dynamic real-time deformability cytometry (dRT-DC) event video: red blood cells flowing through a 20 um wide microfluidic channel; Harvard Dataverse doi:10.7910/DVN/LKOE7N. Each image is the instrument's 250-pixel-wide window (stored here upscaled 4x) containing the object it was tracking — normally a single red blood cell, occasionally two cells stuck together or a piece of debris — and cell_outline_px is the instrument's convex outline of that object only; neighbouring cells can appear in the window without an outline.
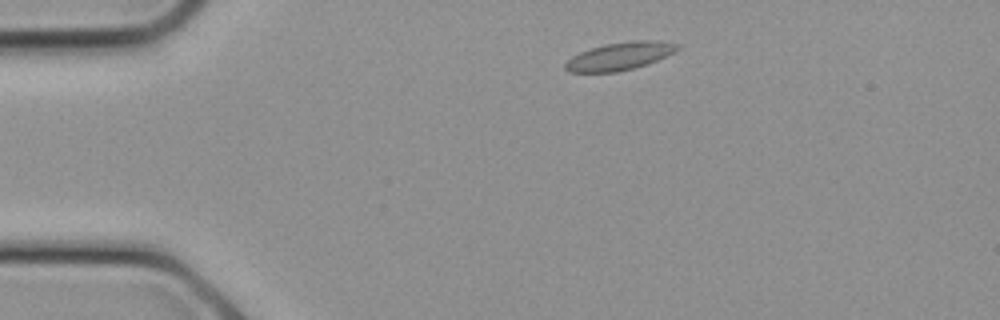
{"species": "common noctule bat (a hibernating species)", "species_latin": "Nyctalus noctula", "temperature_condition": "cold", "stored_images_in_passage": 8, "camera_frame_rate_fps": 3000, "um_per_image_px": 0.085, "animal": {"sex": "female", "body_mass_g": 21.9}, "frame": {"image": 1, "passage_image": 2, "time_ms": 0.333, "image_size_px": [1000, 320], "cell_outline_px": [[680, 48], [676, 52], [648, 64], [616, 72], [568, 72], [564, 68], [564, 64], [572, 56], [580, 52], [604, 44], [632, 40], [660, 40], [680, 44]], "centroid_in_image_um": [52.72, 4.76], "position_along_channel_um": 32.3, "area_um2": 18.32}}
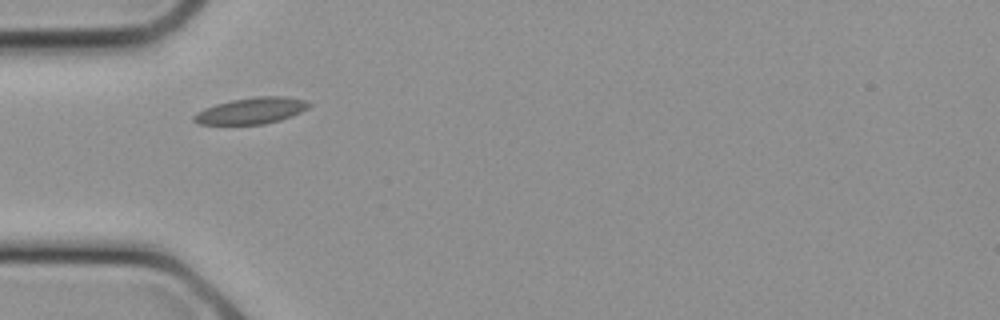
{"frame": {"image": 2, "passage_image": 5, "time_ms": 1.333, "image_size_px": [1000, 320], "cell_outline_px": [[312, 104], [308, 108], [292, 116], [280, 120], [264, 124], [200, 124], [192, 120], [192, 116], [196, 112], [204, 108], [216, 104], [232, 100], [256, 96], [284, 96], [304, 100]], "centroid_in_image_um": [21.35, 9.41], "position_along_channel_um": 63.6, "area_um2": 17.63}}
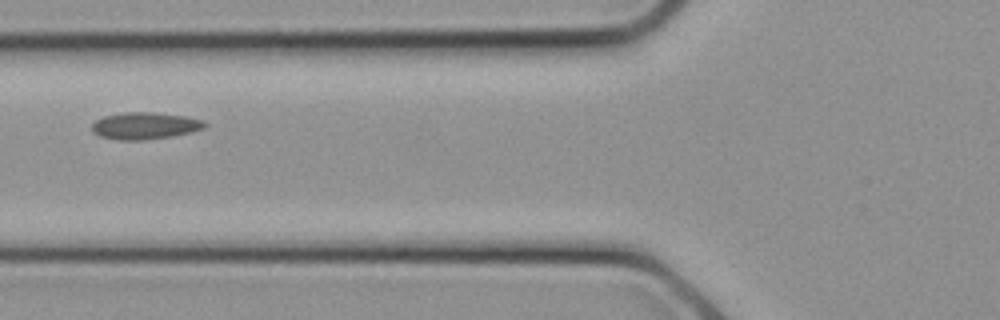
{"frame": {"image": 3, "passage_image": 7, "time_ms": 2.0, "image_size_px": [1000, 320], "cell_outline_px": [[208, 124], [204, 128], [192, 132], [172, 136], [144, 140], [120, 140], [100, 136], [92, 132], [92, 124], [96, 120], [104, 116], [124, 112], [156, 112], [184, 116], [204, 120]], "centroid_in_image_um": [12.33, 10.68], "position_along_channel_um": 113.5, "area_um2": 17.8}}